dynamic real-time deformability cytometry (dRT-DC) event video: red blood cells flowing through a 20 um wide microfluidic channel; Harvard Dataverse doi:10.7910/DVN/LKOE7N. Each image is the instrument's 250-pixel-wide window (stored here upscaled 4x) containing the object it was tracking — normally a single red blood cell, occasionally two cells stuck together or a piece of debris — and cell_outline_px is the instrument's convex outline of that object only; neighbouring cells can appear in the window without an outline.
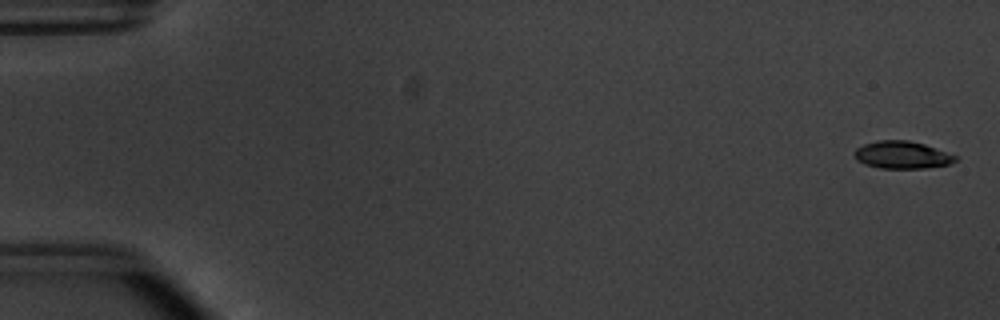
{"species": "common noctule bat (a hibernating species)", "species_latin": "Nyctalus noctula", "temperature_condition": "warm", "stored_images_in_passage": 54, "camera_frame_rate_fps": 3000, "um_per_image_px": 0.085, "animal": {"sex": "male", "body_mass_g": 20.1, "forearm_length_mm": 53.5}, "frame": {"image": 1, "passage_image": 2, "time_ms": 0.333, "image_size_px": [1000, 320], "cell_outline_px": [[956, 160], [948, 164], [924, 168], [880, 168], [864, 164], [856, 160], [852, 152], [856, 148], [864, 144], [876, 140], [908, 140], [924, 144], [956, 156]], "centroid_in_image_um": [76.59, 13.16], "position_along_channel_um": 8.4, "area_um2": 16.07}}
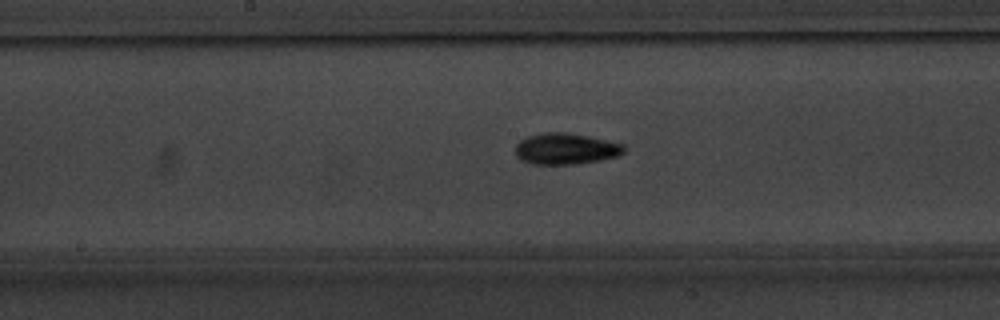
{"frame": {"image": 2, "passage_image": 29, "time_ms": 9.333, "image_size_px": [1000, 320], "cell_outline_px": [[624, 152], [616, 156], [600, 160], [576, 164], [532, 164], [520, 160], [516, 156], [516, 144], [520, 140], [528, 136], [540, 132], [564, 132], [588, 136], [624, 144]], "centroid_in_image_um": [48.05, 12.64], "position_along_channel_um": 200.2, "area_um2": 19.77}}
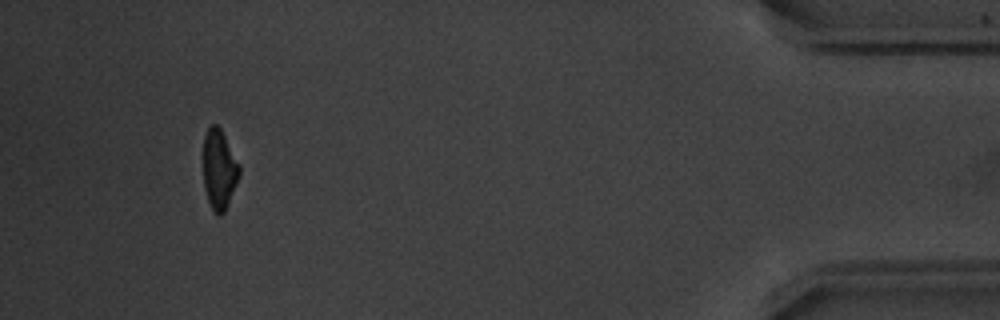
{"frame": {"image": 3, "passage_image": 51, "time_ms": 16.667, "image_size_px": [1000, 320], "cell_outline_px": [[240, 176], [228, 204], [224, 212], [220, 216], [212, 208], [208, 200], [204, 188], [204, 136], [208, 128], [212, 124], [216, 124], [220, 128], [240, 164]], "centroid_in_image_um": [18.65, 14.39], "position_along_channel_um": 416.6, "area_um2": 16.65}, "authors_computed_cell_mechanics": {"area_um2": 17.5134, "velocity_mm_per_s": 3.8184, "shape_relaxation_time_tau1_ms": 2.4691, "shape_relaxation_time_tau2_ms": 7.9203, "deformation_change_tau1": 0.1445, "deformation_change_tau2": 0.1179}}